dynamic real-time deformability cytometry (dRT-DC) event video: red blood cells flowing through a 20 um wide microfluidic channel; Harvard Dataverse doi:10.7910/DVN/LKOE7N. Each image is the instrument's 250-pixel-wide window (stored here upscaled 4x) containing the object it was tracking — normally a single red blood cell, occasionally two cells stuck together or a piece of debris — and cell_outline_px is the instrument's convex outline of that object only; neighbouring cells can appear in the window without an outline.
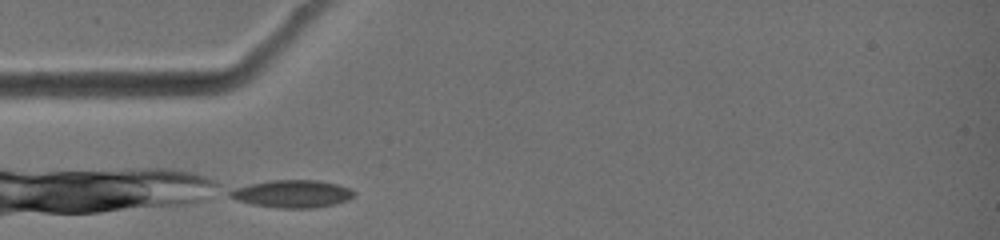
{"species": "common noctule bat (a hibernating species)", "species_latin": "Nyctalus noctula", "temperature_condition": "warm", "stored_images_in_passage": 2, "camera_frame_rate_fps": 3000, "um_per_image_px": 0.085, "animal": {"sex": "female", "body_mass_g": 19.0, "forearm_length_mm": 51.5}, "frame": {"image": 1, "passage_image": 1, "time_ms": 0.0, "image_size_px": [1000, 240], "cell_outline_px": [[356, 192], [348, 200], [336, 204], [316, 208], [280, 208], [260, 204], [236, 196], [236, 192], [240, 188], [248, 184], [268, 180], [316, 180], [336, 184], [348, 188]], "centroid_in_image_um": [25.09, 16.46], "position_along_channel_um": 59.9, "area_um2": 18.79}}